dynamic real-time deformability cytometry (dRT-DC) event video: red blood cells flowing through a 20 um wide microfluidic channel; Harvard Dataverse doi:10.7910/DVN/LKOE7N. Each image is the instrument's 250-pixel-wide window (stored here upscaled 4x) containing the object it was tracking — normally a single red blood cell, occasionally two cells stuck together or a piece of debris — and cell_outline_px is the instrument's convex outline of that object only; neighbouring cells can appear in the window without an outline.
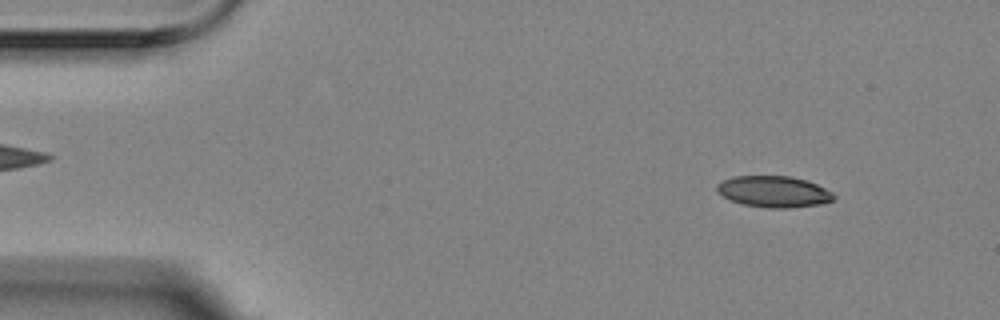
{"species": "Egyptian fruit bat (a non-hibernating species)", "species_latin": "Rousettus aegyptiacus", "temperature_condition": "room temperature", "stored_images_in_passage": 4, "camera_frame_rate_fps": 3000, "um_per_image_px": 0.085, "animal": {"sex": "female"}, "frame": {"image": 1, "passage_image": 1, "time_ms": 0.0, "image_size_px": [1000, 320], "cell_outline_px": [[836, 196], [832, 200], [820, 204], [788, 208], [768, 208], [740, 204], [724, 196], [716, 188], [716, 184], [732, 176], [792, 176], [808, 180], [832, 192]], "centroid_in_image_um": [65.78, 16.28], "position_along_channel_um": 19.2, "area_um2": 21.27}}
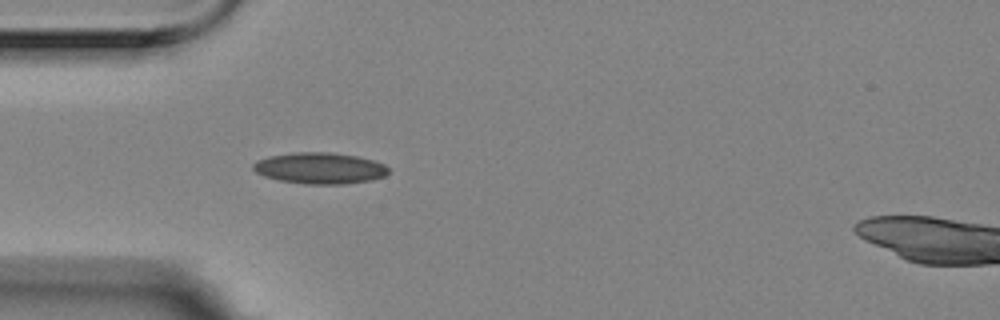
{"frame": {"image": 2, "passage_image": 4, "time_ms": 1.0, "image_size_px": [1000, 320], "cell_outline_px": [[388, 172], [384, 176], [372, 180], [344, 184], [304, 184], [280, 180], [264, 176], [256, 172], [252, 168], [252, 164], [256, 160], [268, 156], [292, 152], [332, 152], [356, 156], [372, 160], [384, 164], [388, 168]], "centroid_in_image_um": [27.15, 14.29], "position_along_channel_um": 57.8, "area_um2": 24.74}}